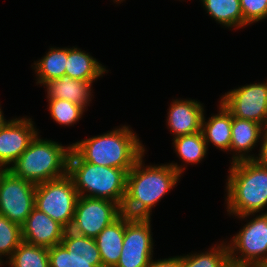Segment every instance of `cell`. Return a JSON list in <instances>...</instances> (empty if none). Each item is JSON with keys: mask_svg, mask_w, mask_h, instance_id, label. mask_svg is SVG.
<instances>
[{"mask_svg": "<svg viewBox=\"0 0 267 267\" xmlns=\"http://www.w3.org/2000/svg\"><path fill=\"white\" fill-rule=\"evenodd\" d=\"M108 70L93 56L77 47L68 48V60L65 74L72 79L95 82Z\"/></svg>", "mask_w": 267, "mask_h": 267, "instance_id": "cell-20", "label": "cell"}, {"mask_svg": "<svg viewBox=\"0 0 267 267\" xmlns=\"http://www.w3.org/2000/svg\"><path fill=\"white\" fill-rule=\"evenodd\" d=\"M21 225L10 221L6 216L0 215V265H4L2 255L8 259L14 250L21 244Z\"/></svg>", "mask_w": 267, "mask_h": 267, "instance_id": "cell-26", "label": "cell"}, {"mask_svg": "<svg viewBox=\"0 0 267 267\" xmlns=\"http://www.w3.org/2000/svg\"><path fill=\"white\" fill-rule=\"evenodd\" d=\"M151 218L125 214V234L119 262L115 267H147L153 259Z\"/></svg>", "mask_w": 267, "mask_h": 267, "instance_id": "cell-10", "label": "cell"}, {"mask_svg": "<svg viewBox=\"0 0 267 267\" xmlns=\"http://www.w3.org/2000/svg\"><path fill=\"white\" fill-rule=\"evenodd\" d=\"M70 152L71 144L64 147L56 141L40 138L38 133L9 170L35 185L59 179L68 174Z\"/></svg>", "mask_w": 267, "mask_h": 267, "instance_id": "cell-4", "label": "cell"}, {"mask_svg": "<svg viewBox=\"0 0 267 267\" xmlns=\"http://www.w3.org/2000/svg\"><path fill=\"white\" fill-rule=\"evenodd\" d=\"M124 234L125 214L122 213L95 237L103 267H115L119 262Z\"/></svg>", "mask_w": 267, "mask_h": 267, "instance_id": "cell-18", "label": "cell"}, {"mask_svg": "<svg viewBox=\"0 0 267 267\" xmlns=\"http://www.w3.org/2000/svg\"><path fill=\"white\" fill-rule=\"evenodd\" d=\"M219 102L232 116L263 126L267 123V80L232 89Z\"/></svg>", "mask_w": 267, "mask_h": 267, "instance_id": "cell-12", "label": "cell"}, {"mask_svg": "<svg viewBox=\"0 0 267 267\" xmlns=\"http://www.w3.org/2000/svg\"><path fill=\"white\" fill-rule=\"evenodd\" d=\"M243 19L252 24L267 18V0H240Z\"/></svg>", "mask_w": 267, "mask_h": 267, "instance_id": "cell-28", "label": "cell"}, {"mask_svg": "<svg viewBox=\"0 0 267 267\" xmlns=\"http://www.w3.org/2000/svg\"><path fill=\"white\" fill-rule=\"evenodd\" d=\"M215 245L210 251L182 256V267H226L230 262L228 244L223 241Z\"/></svg>", "mask_w": 267, "mask_h": 267, "instance_id": "cell-25", "label": "cell"}, {"mask_svg": "<svg viewBox=\"0 0 267 267\" xmlns=\"http://www.w3.org/2000/svg\"><path fill=\"white\" fill-rule=\"evenodd\" d=\"M171 103L166 123L174 138L201 131L205 113L201 102L194 99H175Z\"/></svg>", "mask_w": 267, "mask_h": 267, "instance_id": "cell-15", "label": "cell"}, {"mask_svg": "<svg viewBox=\"0 0 267 267\" xmlns=\"http://www.w3.org/2000/svg\"><path fill=\"white\" fill-rule=\"evenodd\" d=\"M67 60V47H51L46 55L32 66L36 73V84L44 85L50 80L61 78L65 74Z\"/></svg>", "mask_w": 267, "mask_h": 267, "instance_id": "cell-22", "label": "cell"}, {"mask_svg": "<svg viewBox=\"0 0 267 267\" xmlns=\"http://www.w3.org/2000/svg\"><path fill=\"white\" fill-rule=\"evenodd\" d=\"M32 119L13 118L0 129V164L10 168L39 133Z\"/></svg>", "mask_w": 267, "mask_h": 267, "instance_id": "cell-13", "label": "cell"}, {"mask_svg": "<svg viewBox=\"0 0 267 267\" xmlns=\"http://www.w3.org/2000/svg\"><path fill=\"white\" fill-rule=\"evenodd\" d=\"M256 267H267V261H266V262H263V263H260V264H258Z\"/></svg>", "mask_w": 267, "mask_h": 267, "instance_id": "cell-34", "label": "cell"}, {"mask_svg": "<svg viewBox=\"0 0 267 267\" xmlns=\"http://www.w3.org/2000/svg\"><path fill=\"white\" fill-rule=\"evenodd\" d=\"M226 267H255V266H251V265H242V264H235L232 262H229L228 265Z\"/></svg>", "mask_w": 267, "mask_h": 267, "instance_id": "cell-33", "label": "cell"}, {"mask_svg": "<svg viewBox=\"0 0 267 267\" xmlns=\"http://www.w3.org/2000/svg\"><path fill=\"white\" fill-rule=\"evenodd\" d=\"M260 214L255 218L256 214L236 216L243 220L252 215L253 218L233 236L230 243H227L230 262L256 267L267 261V211L265 213L261 211Z\"/></svg>", "mask_w": 267, "mask_h": 267, "instance_id": "cell-7", "label": "cell"}, {"mask_svg": "<svg viewBox=\"0 0 267 267\" xmlns=\"http://www.w3.org/2000/svg\"><path fill=\"white\" fill-rule=\"evenodd\" d=\"M68 175L78 196L106 199L122 206L126 194V170L85 162L71 149Z\"/></svg>", "mask_w": 267, "mask_h": 267, "instance_id": "cell-5", "label": "cell"}, {"mask_svg": "<svg viewBox=\"0 0 267 267\" xmlns=\"http://www.w3.org/2000/svg\"><path fill=\"white\" fill-rule=\"evenodd\" d=\"M78 197L74 182L67 174L36 185L35 208L67 230L72 225Z\"/></svg>", "mask_w": 267, "mask_h": 267, "instance_id": "cell-6", "label": "cell"}, {"mask_svg": "<svg viewBox=\"0 0 267 267\" xmlns=\"http://www.w3.org/2000/svg\"><path fill=\"white\" fill-rule=\"evenodd\" d=\"M262 125L246 119L232 116L231 145L233 152L232 163L241 160L256 159L254 154L248 152L261 141ZM260 140V141H259Z\"/></svg>", "mask_w": 267, "mask_h": 267, "instance_id": "cell-16", "label": "cell"}, {"mask_svg": "<svg viewBox=\"0 0 267 267\" xmlns=\"http://www.w3.org/2000/svg\"><path fill=\"white\" fill-rule=\"evenodd\" d=\"M23 241L50 248L60 244L65 228L47 214L34 208L21 225Z\"/></svg>", "mask_w": 267, "mask_h": 267, "instance_id": "cell-14", "label": "cell"}, {"mask_svg": "<svg viewBox=\"0 0 267 267\" xmlns=\"http://www.w3.org/2000/svg\"><path fill=\"white\" fill-rule=\"evenodd\" d=\"M9 171V168H7L5 165L0 164V185L2 182V179L4 175Z\"/></svg>", "mask_w": 267, "mask_h": 267, "instance_id": "cell-31", "label": "cell"}, {"mask_svg": "<svg viewBox=\"0 0 267 267\" xmlns=\"http://www.w3.org/2000/svg\"><path fill=\"white\" fill-rule=\"evenodd\" d=\"M44 86L47 89V99L68 100L85 109L92 101V83L72 79L67 74H64L61 78L46 82Z\"/></svg>", "mask_w": 267, "mask_h": 267, "instance_id": "cell-17", "label": "cell"}, {"mask_svg": "<svg viewBox=\"0 0 267 267\" xmlns=\"http://www.w3.org/2000/svg\"><path fill=\"white\" fill-rule=\"evenodd\" d=\"M261 147L259 149V154L256 156L261 163L267 165V123L262 126V137H261Z\"/></svg>", "mask_w": 267, "mask_h": 267, "instance_id": "cell-30", "label": "cell"}, {"mask_svg": "<svg viewBox=\"0 0 267 267\" xmlns=\"http://www.w3.org/2000/svg\"><path fill=\"white\" fill-rule=\"evenodd\" d=\"M122 214L121 206L110 200L79 196L69 230L95 238Z\"/></svg>", "mask_w": 267, "mask_h": 267, "instance_id": "cell-9", "label": "cell"}, {"mask_svg": "<svg viewBox=\"0 0 267 267\" xmlns=\"http://www.w3.org/2000/svg\"><path fill=\"white\" fill-rule=\"evenodd\" d=\"M3 111L1 109V105H0V129L7 123L8 120L5 119L4 115H3Z\"/></svg>", "mask_w": 267, "mask_h": 267, "instance_id": "cell-32", "label": "cell"}, {"mask_svg": "<svg viewBox=\"0 0 267 267\" xmlns=\"http://www.w3.org/2000/svg\"><path fill=\"white\" fill-rule=\"evenodd\" d=\"M144 156L136 161L127 175L126 194L121 209L129 217L151 218L152 208L177 185L186 168L177 162L145 166Z\"/></svg>", "mask_w": 267, "mask_h": 267, "instance_id": "cell-1", "label": "cell"}, {"mask_svg": "<svg viewBox=\"0 0 267 267\" xmlns=\"http://www.w3.org/2000/svg\"><path fill=\"white\" fill-rule=\"evenodd\" d=\"M208 15L217 23L228 28H244L248 24L243 19L240 0H200Z\"/></svg>", "mask_w": 267, "mask_h": 267, "instance_id": "cell-21", "label": "cell"}, {"mask_svg": "<svg viewBox=\"0 0 267 267\" xmlns=\"http://www.w3.org/2000/svg\"><path fill=\"white\" fill-rule=\"evenodd\" d=\"M173 147L179 159L186 163V165L201 163L202 159L206 157L208 147L204 140L202 131L194 134L184 135L173 138Z\"/></svg>", "mask_w": 267, "mask_h": 267, "instance_id": "cell-23", "label": "cell"}, {"mask_svg": "<svg viewBox=\"0 0 267 267\" xmlns=\"http://www.w3.org/2000/svg\"><path fill=\"white\" fill-rule=\"evenodd\" d=\"M147 267H182V256H175L165 259L151 260Z\"/></svg>", "mask_w": 267, "mask_h": 267, "instance_id": "cell-29", "label": "cell"}, {"mask_svg": "<svg viewBox=\"0 0 267 267\" xmlns=\"http://www.w3.org/2000/svg\"><path fill=\"white\" fill-rule=\"evenodd\" d=\"M36 185L15 176L10 170L0 185V215L22 225L35 208Z\"/></svg>", "mask_w": 267, "mask_h": 267, "instance_id": "cell-11", "label": "cell"}, {"mask_svg": "<svg viewBox=\"0 0 267 267\" xmlns=\"http://www.w3.org/2000/svg\"><path fill=\"white\" fill-rule=\"evenodd\" d=\"M49 267H103L95 238L65 230L60 244L48 248Z\"/></svg>", "mask_w": 267, "mask_h": 267, "instance_id": "cell-8", "label": "cell"}, {"mask_svg": "<svg viewBox=\"0 0 267 267\" xmlns=\"http://www.w3.org/2000/svg\"><path fill=\"white\" fill-rule=\"evenodd\" d=\"M227 176L226 209L229 215L257 214L267 206V165L258 159L231 162Z\"/></svg>", "mask_w": 267, "mask_h": 267, "instance_id": "cell-3", "label": "cell"}, {"mask_svg": "<svg viewBox=\"0 0 267 267\" xmlns=\"http://www.w3.org/2000/svg\"><path fill=\"white\" fill-rule=\"evenodd\" d=\"M205 120L203 115L201 131L207 147L212 143L219 150L230 151L232 114L220 102L219 112Z\"/></svg>", "mask_w": 267, "mask_h": 267, "instance_id": "cell-19", "label": "cell"}, {"mask_svg": "<svg viewBox=\"0 0 267 267\" xmlns=\"http://www.w3.org/2000/svg\"><path fill=\"white\" fill-rule=\"evenodd\" d=\"M52 119L63 126H72L79 121L85 108L68 100L48 99Z\"/></svg>", "mask_w": 267, "mask_h": 267, "instance_id": "cell-27", "label": "cell"}, {"mask_svg": "<svg viewBox=\"0 0 267 267\" xmlns=\"http://www.w3.org/2000/svg\"><path fill=\"white\" fill-rule=\"evenodd\" d=\"M6 262L9 267H49L48 248L22 241Z\"/></svg>", "mask_w": 267, "mask_h": 267, "instance_id": "cell-24", "label": "cell"}, {"mask_svg": "<svg viewBox=\"0 0 267 267\" xmlns=\"http://www.w3.org/2000/svg\"><path fill=\"white\" fill-rule=\"evenodd\" d=\"M129 126L114 128L71 144V149L85 162L124 169L129 172L145 154V147Z\"/></svg>", "mask_w": 267, "mask_h": 267, "instance_id": "cell-2", "label": "cell"}, {"mask_svg": "<svg viewBox=\"0 0 267 267\" xmlns=\"http://www.w3.org/2000/svg\"><path fill=\"white\" fill-rule=\"evenodd\" d=\"M117 3L123 2L124 0H114Z\"/></svg>", "mask_w": 267, "mask_h": 267, "instance_id": "cell-35", "label": "cell"}]
</instances>
